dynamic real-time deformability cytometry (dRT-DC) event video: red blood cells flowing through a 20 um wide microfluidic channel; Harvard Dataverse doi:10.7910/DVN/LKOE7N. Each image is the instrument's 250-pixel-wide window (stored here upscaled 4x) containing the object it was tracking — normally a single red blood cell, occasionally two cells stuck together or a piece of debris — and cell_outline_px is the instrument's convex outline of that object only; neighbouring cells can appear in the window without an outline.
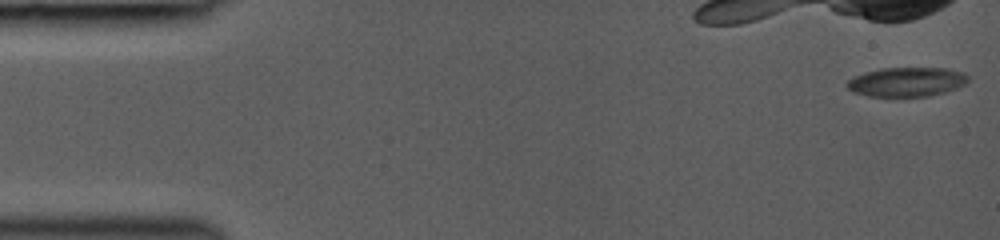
{"species": "common noctule bat (a hibernating species)", "species_latin": "Nyctalus noctula", "temperature_condition": "room temperature", "stored_images_in_passage": 65, "camera_frame_rate_fps": 3000, "um_per_image_px": 0.085, "animal": {"sex": "female", "body_mass_g": 19.0, "forearm_length_mm": 53.3}, "frame": {"image": 1, "passage_image": 1, "time_ms": 0.0, "image_size_px": [1000, 240], "cell_outline_px": [[968, 80], [964, 84], [956, 88], [944, 92], [928, 96], [868, 96], [852, 92], [844, 84], [848, 80], [856, 76], [880, 68], [944, 68], [964, 72], [968, 76]], "centroid_in_image_um": [77.06, 6.96], "position_along_channel_um": 7.9, "area_um2": 20.52}}
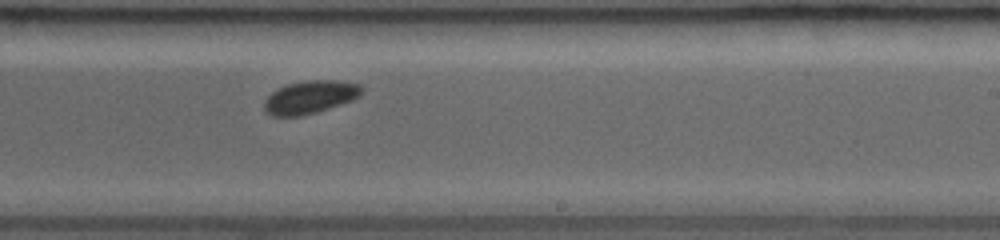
{"frame": {"image": 2, "passage_image": 34, "time_ms": 7.667, "image_size_px": [1000, 240], "cell_outline_px": [[364, 88], [360, 96], [352, 100], [328, 108], [300, 116], [272, 116], [264, 112], [264, 100], [272, 92], [288, 84], [304, 80], [336, 80], [360, 84]], "centroid_in_image_um": [26.35, 8.25], "position_along_channel_um": 262.6, "area_um2": 18.67}}
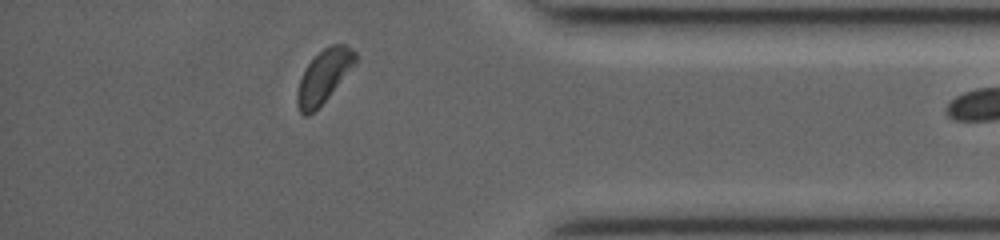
{"frame": {"image": 3, "passage_image": 60, "time_ms": 11.333, "image_size_px": [1000, 240], "cell_outline_px": [[356, 64], [328, 96], [308, 116], [304, 116], [300, 112], [296, 104], [296, 92], [300, 80], [308, 64], [324, 48], [332, 44], [344, 44], [352, 48], [356, 52]], "centroid_in_image_um": [27.53, 6.48], "position_along_channel_um": 407.7, "area_um2": 17.57}}